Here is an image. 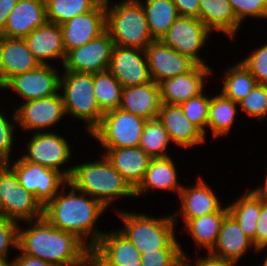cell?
<instances>
[{"mask_svg": "<svg viewBox=\"0 0 267 266\" xmlns=\"http://www.w3.org/2000/svg\"><path fill=\"white\" fill-rule=\"evenodd\" d=\"M157 119L166 129L172 144L193 148L205 144L204 134L184 115L180 105L162 103Z\"/></svg>", "mask_w": 267, "mask_h": 266, "instance_id": "44dd1931", "label": "cell"}, {"mask_svg": "<svg viewBox=\"0 0 267 266\" xmlns=\"http://www.w3.org/2000/svg\"><path fill=\"white\" fill-rule=\"evenodd\" d=\"M86 266H95L91 261Z\"/></svg>", "mask_w": 267, "mask_h": 266, "instance_id": "9f6ffc18", "label": "cell"}, {"mask_svg": "<svg viewBox=\"0 0 267 266\" xmlns=\"http://www.w3.org/2000/svg\"><path fill=\"white\" fill-rule=\"evenodd\" d=\"M40 65L24 38L0 36V88L11 77L35 70Z\"/></svg>", "mask_w": 267, "mask_h": 266, "instance_id": "7402d4cb", "label": "cell"}, {"mask_svg": "<svg viewBox=\"0 0 267 266\" xmlns=\"http://www.w3.org/2000/svg\"><path fill=\"white\" fill-rule=\"evenodd\" d=\"M178 173L172 157L152 158L143 181L135 189V198L159 190L176 193L179 196L183 184L179 183Z\"/></svg>", "mask_w": 267, "mask_h": 266, "instance_id": "484cf974", "label": "cell"}, {"mask_svg": "<svg viewBox=\"0 0 267 266\" xmlns=\"http://www.w3.org/2000/svg\"><path fill=\"white\" fill-rule=\"evenodd\" d=\"M228 203V213L236 220L241 230L253 241L256 248V228L261 212V198L251 189Z\"/></svg>", "mask_w": 267, "mask_h": 266, "instance_id": "4dcf8cb0", "label": "cell"}, {"mask_svg": "<svg viewBox=\"0 0 267 266\" xmlns=\"http://www.w3.org/2000/svg\"><path fill=\"white\" fill-rule=\"evenodd\" d=\"M183 258L181 249H160L141 254L143 266H176Z\"/></svg>", "mask_w": 267, "mask_h": 266, "instance_id": "ee69618b", "label": "cell"}, {"mask_svg": "<svg viewBox=\"0 0 267 266\" xmlns=\"http://www.w3.org/2000/svg\"><path fill=\"white\" fill-rule=\"evenodd\" d=\"M193 185H183L179 193L181 206L172 214L176 226L179 216H182L185 224L190 219L218 212L223 207L218 194L204 181L203 177L199 176Z\"/></svg>", "mask_w": 267, "mask_h": 266, "instance_id": "ffe728a7", "label": "cell"}, {"mask_svg": "<svg viewBox=\"0 0 267 266\" xmlns=\"http://www.w3.org/2000/svg\"><path fill=\"white\" fill-rule=\"evenodd\" d=\"M60 27L66 53L83 46L106 31L105 4H98L92 11L76 15Z\"/></svg>", "mask_w": 267, "mask_h": 266, "instance_id": "ac0fdd59", "label": "cell"}, {"mask_svg": "<svg viewBox=\"0 0 267 266\" xmlns=\"http://www.w3.org/2000/svg\"><path fill=\"white\" fill-rule=\"evenodd\" d=\"M93 73L61 71L60 93L66 115L86 124L87 134L100 123L103 112L94 95Z\"/></svg>", "mask_w": 267, "mask_h": 266, "instance_id": "8992f818", "label": "cell"}, {"mask_svg": "<svg viewBox=\"0 0 267 266\" xmlns=\"http://www.w3.org/2000/svg\"><path fill=\"white\" fill-rule=\"evenodd\" d=\"M30 135L32 136L25 146L26 153L23 152L21 156L28 162L57 170L69 180L74 165L69 166L73 150L68 139L54 131L30 133ZM65 165H68L66 169L63 168Z\"/></svg>", "mask_w": 267, "mask_h": 266, "instance_id": "9c48e42d", "label": "cell"}, {"mask_svg": "<svg viewBox=\"0 0 267 266\" xmlns=\"http://www.w3.org/2000/svg\"><path fill=\"white\" fill-rule=\"evenodd\" d=\"M253 249V241L241 230L236 220L228 213L222 221L218 238L210 254L239 263L242 257ZM255 251V252H254Z\"/></svg>", "mask_w": 267, "mask_h": 266, "instance_id": "4316f807", "label": "cell"}, {"mask_svg": "<svg viewBox=\"0 0 267 266\" xmlns=\"http://www.w3.org/2000/svg\"><path fill=\"white\" fill-rule=\"evenodd\" d=\"M14 257L11 259V266H54L36 257L22 254L20 251Z\"/></svg>", "mask_w": 267, "mask_h": 266, "instance_id": "c3c4849f", "label": "cell"}, {"mask_svg": "<svg viewBox=\"0 0 267 266\" xmlns=\"http://www.w3.org/2000/svg\"><path fill=\"white\" fill-rule=\"evenodd\" d=\"M162 105L159 84L149 83L123 87L119 109L145 120L155 119Z\"/></svg>", "mask_w": 267, "mask_h": 266, "instance_id": "d4e9b609", "label": "cell"}, {"mask_svg": "<svg viewBox=\"0 0 267 266\" xmlns=\"http://www.w3.org/2000/svg\"><path fill=\"white\" fill-rule=\"evenodd\" d=\"M117 1L113 3L109 0L105 4L106 30L114 45L145 50L154 39L143 6L138 0Z\"/></svg>", "mask_w": 267, "mask_h": 266, "instance_id": "5b68a950", "label": "cell"}, {"mask_svg": "<svg viewBox=\"0 0 267 266\" xmlns=\"http://www.w3.org/2000/svg\"><path fill=\"white\" fill-rule=\"evenodd\" d=\"M199 19L212 32L234 39L241 24L228 0H199Z\"/></svg>", "mask_w": 267, "mask_h": 266, "instance_id": "f1b7e54d", "label": "cell"}, {"mask_svg": "<svg viewBox=\"0 0 267 266\" xmlns=\"http://www.w3.org/2000/svg\"><path fill=\"white\" fill-rule=\"evenodd\" d=\"M140 260L139 250L117 229L105 232L91 250L95 266H131Z\"/></svg>", "mask_w": 267, "mask_h": 266, "instance_id": "2e32d148", "label": "cell"}, {"mask_svg": "<svg viewBox=\"0 0 267 266\" xmlns=\"http://www.w3.org/2000/svg\"><path fill=\"white\" fill-rule=\"evenodd\" d=\"M238 109V103L225 97L221 92L210 95L207 131H211L213 138L228 137L237 120Z\"/></svg>", "mask_w": 267, "mask_h": 266, "instance_id": "1f68e13d", "label": "cell"}, {"mask_svg": "<svg viewBox=\"0 0 267 266\" xmlns=\"http://www.w3.org/2000/svg\"><path fill=\"white\" fill-rule=\"evenodd\" d=\"M189 260L190 257H183L182 260L176 266H194Z\"/></svg>", "mask_w": 267, "mask_h": 266, "instance_id": "816d5d0a", "label": "cell"}, {"mask_svg": "<svg viewBox=\"0 0 267 266\" xmlns=\"http://www.w3.org/2000/svg\"><path fill=\"white\" fill-rule=\"evenodd\" d=\"M144 8L148 28L154 40H160L179 17L172 0H138Z\"/></svg>", "mask_w": 267, "mask_h": 266, "instance_id": "d6a6232c", "label": "cell"}, {"mask_svg": "<svg viewBox=\"0 0 267 266\" xmlns=\"http://www.w3.org/2000/svg\"><path fill=\"white\" fill-rule=\"evenodd\" d=\"M17 126L25 133L52 132L66 116L60 91L52 96L22 102L14 108ZM27 131V132H26Z\"/></svg>", "mask_w": 267, "mask_h": 266, "instance_id": "8fae6325", "label": "cell"}, {"mask_svg": "<svg viewBox=\"0 0 267 266\" xmlns=\"http://www.w3.org/2000/svg\"><path fill=\"white\" fill-rule=\"evenodd\" d=\"M108 71L122 87L149 83L151 77L145 50L114 45Z\"/></svg>", "mask_w": 267, "mask_h": 266, "instance_id": "9a60e30c", "label": "cell"}, {"mask_svg": "<svg viewBox=\"0 0 267 266\" xmlns=\"http://www.w3.org/2000/svg\"><path fill=\"white\" fill-rule=\"evenodd\" d=\"M264 261L261 266H267V254L265 255Z\"/></svg>", "mask_w": 267, "mask_h": 266, "instance_id": "11a10c76", "label": "cell"}, {"mask_svg": "<svg viewBox=\"0 0 267 266\" xmlns=\"http://www.w3.org/2000/svg\"><path fill=\"white\" fill-rule=\"evenodd\" d=\"M78 191L99 200L106 208L120 198H135V189L101 153L94 161L75 164L68 180Z\"/></svg>", "mask_w": 267, "mask_h": 266, "instance_id": "3957f363", "label": "cell"}, {"mask_svg": "<svg viewBox=\"0 0 267 266\" xmlns=\"http://www.w3.org/2000/svg\"><path fill=\"white\" fill-rule=\"evenodd\" d=\"M222 77L221 89L218 92L235 103L242 101L257 84L255 77L241 61L229 65Z\"/></svg>", "mask_w": 267, "mask_h": 266, "instance_id": "836d02e7", "label": "cell"}, {"mask_svg": "<svg viewBox=\"0 0 267 266\" xmlns=\"http://www.w3.org/2000/svg\"><path fill=\"white\" fill-rule=\"evenodd\" d=\"M145 119L119 108L105 112L100 123L89 133L102 149L137 147Z\"/></svg>", "mask_w": 267, "mask_h": 266, "instance_id": "52a82bcc", "label": "cell"}, {"mask_svg": "<svg viewBox=\"0 0 267 266\" xmlns=\"http://www.w3.org/2000/svg\"><path fill=\"white\" fill-rule=\"evenodd\" d=\"M190 262L194 266H237L236 264H238L232 260L213 256L209 252L206 255H202V257H196V259L190 260Z\"/></svg>", "mask_w": 267, "mask_h": 266, "instance_id": "7dc6e473", "label": "cell"}, {"mask_svg": "<svg viewBox=\"0 0 267 266\" xmlns=\"http://www.w3.org/2000/svg\"><path fill=\"white\" fill-rule=\"evenodd\" d=\"M241 111L246 112L255 121L261 122L267 118V85L256 84L247 96L238 103Z\"/></svg>", "mask_w": 267, "mask_h": 266, "instance_id": "f35d334b", "label": "cell"}, {"mask_svg": "<svg viewBox=\"0 0 267 266\" xmlns=\"http://www.w3.org/2000/svg\"><path fill=\"white\" fill-rule=\"evenodd\" d=\"M12 162L7 165L14 171L19 183L43 206L68 183V179L57 170L28 162L22 156Z\"/></svg>", "mask_w": 267, "mask_h": 266, "instance_id": "30bf717a", "label": "cell"}, {"mask_svg": "<svg viewBox=\"0 0 267 266\" xmlns=\"http://www.w3.org/2000/svg\"><path fill=\"white\" fill-rule=\"evenodd\" d=\"M179 16L199 19V0H172Z\"/></svg>", "mask_w": 267, "mask_h": 266, "instance_id": "bcb514c9", "label": "cell"}, {"mask_svg": "<svg viewBox=\"0 0 267 266\" xmlns=\"http://www.w3.org/2000/svg\"><path fill=\"white\" fill-rule=\"evenodd\" d=\"M0 266H11V260L0 257Z\"/></svg>", "mask_w": 267, "mask_h": 266, "instance_id": "f5cc1de1", "label": "cell"}, {"mask_svg": "<svg viewBox=\"0 0 267 266\" xmlns=\"http://www.w3.org/2000/svg\"><path fill=\"white\" fill-rule=\"evenodd\" d=\"M210 66L196 64L189 72L165 79L159 83L162 103L180 105L205 89V82L212 75Z\"/></svg>", "mask_w": 267, "mask_h": 266, "instance_id": "d6986e66", "label": "cell"}, {"mask_svg": "<svg viewBox=\"0 0 267 266\" xmlns=\"http://www.w3.org/2000/svg\"><path fill=\"white\" fill-rule=\"evenodd\" d=\"M98 4H106L109 0H95Z\"/></svg>", "mask_w": 267, "mask_h": 266, "instance_id": "db71d44e", "label": "cell"}, {"mask_svg": "<svg viewBox=\"0 0 267 266\" xmlns=\"http://www.w3.org/2000/svg\"><path fill=\"white\" fill-rule=\"evenodd\" d=\"M264 183L263 185H259L252 189V191L258 195L264 202H267V170H266V175H264Z\"/></svg>", "mask_w": 267, "mask_h": 266, "instance_id": "f907efd6", "label": "cell"}, {"mask_svg": "<svg viewBox=\"0 0 267 266\" xmlns=\"http://www.w3.org/2000/svg\"><path fill=\"white\" fill-rule=\"evenodd\" d=\"M0 214L19 223L43 217V205L7 164L0 165Z\"/></svg>", "mask_w": 267, "mask_h": 266, "instance_id": "ba28073f", "label": "cell"}, {"mask_svg": "<svg viewBox=\"0 0 267 266\" xmlns=\"http://www.w3.org/2000/svg\"><path fill=\"white\" fill-rule=\"evenodd\" d=\"M97 5L95 0H45L47 21L61 25L76 15L92 11Z\"/></svg>", "mask_w": 267, "mask_h": 266, "instance_id": "8d00e7d4", "label": "cell"}, {"mask_svg": "<svg viewBox=\"0 0 267 266\" xmlns=\"http://www.w3.org/2000/svg\"><path fill=\"white\" fill-rule=\"evenodd\" d=\"M169 145L171 141L162 123L157 118L146 120L139 147L152 159L171 156Z\"/></svg>", "mask_w": 267, "mask_h": 266, "instance_id": "d590c367", "label": "cell"}, {"mask_svg": "<svg viewBox=\"0 0 267 266\" xmlns=\"http://www.w3.org/2000/svg\"><path fill=\"white\" fill-rule=\"evenodd\" d=\"M117 208L115 211L123 226L117 230L122 233L141 254L160 249H181L187 257L183 246L176 236V224L172 214L158 217L146 213L129 212Z\"/></svg>", "mask_w": 267, "mask_h": 266, "instance_id": "277c9868", "label": "cell"}, {"mask_svg": "<svg viewBox=\"0 0 267 266\" xmlns=\"http://www.w3.org/2000/svg\"><path fill=\"white\" fill-rule=\"evenodd\" d=\"M106 209L99 200L78 191L68 182L43 206V217L57 229L75 235L92 250L106 232L97 229V221L106 214Z\"/></svg>", "mask_w": 267, "mask_h": 266, "instance_id": "6da1fadb", "label": "cell"}, {"mask_svg": "<svg viewBox=\"0 0 267 266\" xmlns=\"http://www.w3.org/2000/svg\"><path fill=\"white\" fill-rule=\"evenodd\" d=\"M47 22L45 0H18L0 36L24 38Z\"/></svg>", "mask_w": 267, "mask_h": 266, "instance_id": "603a6c76", "label": "cell"}, {"mask_svg": "<svg viewBox=\"0 0 267 266\" xmlns=\"http://www.w3.org/2000/svg\"><path fill=\"white\" fill-rule=\"evenodd\" d=\"M18 0H0V32L4 29L9 14L16 6Z\"/></svg>", "mask_w": 267, "mask_h": 266, "instance_id": "681fc988", "label": "cell"}, {"mask_svg": "<svg viewBox=\"0 0 267 266\" xmlns=\"http://www.w3.org/2000/svg\"><path fill=\"white\" fill-rule=\"evenodd\" d=\"M93 84L97 104L103 113L119 108L123 87L108 70L93 73Z\"/></svg>", "mask_w": 267, "mask_h": 266, "instance_id": "e575fe53", "label": "cell"}, {"mask_svg": "<svg viewBox=\"0 0 267 266\" xmlns=\"http://www.w3.org/2000/svg\"><path fill=\"white\" fill-rule=\"evenodd\" d=\"M114 42L106 30L97 38L92 39L81 47L71 49L61 69L77 73H98L109 68Z\"/></svg>", "mask_w": 267, "mask_h": 266, "instance_id": "4fadbf2b", "label": "cell"}, {"mask_svg": "<svg viewBox=\"0 0 267 266\" xmlns=\"http://www.w3.org/2000/svg\"><path fill=\"white\" fill-rule=\"evenodd\" d=\"M237 20L242 22L246 18L267 19V0H228Z\"/></svg>", "mask_w": 267, "mask_h": 266, "instance_id": "60d3db41", "label": "cell"}, {"mask_svg": "<svg viewBox=\"0 0 267 266\" xmlns=\"http://www.w3.org/2000/svg\"><path fill=\"white\" fill-rule=\"evenodd\" d=\"M11 115H13L10 116L13 121L8 116L6 117L5 112L0 110V165L10 163L11 157H13L11 153H13L12 148L15 145V128H17L15 110Z\"/></svg>", "mask_w": 267, "mask_h": 266, "instance_id": "ab89813d", "label": "cell"}, {"mask_svg": "<svg viewBox=\"0 0 267 266\" xmlns=\"http://www.w3.org/2000/svg\"><path fill=\"white\" fill-rule=\"evenodd\" d=\"M28 49L41 65H51L52 60L64 63L63 35L59 24L47 22L24 37Z\"/></svg>", "mask_w": 267, "mask_h": 266, "instance_id": "cb8c5ba5", "label": "cell"}, {"mask_svg": "<svg viewBox=\"0 0 267 266\" xmlns=\"http://www.w3.org/2000/svg\"><path fill=\"white\" fill-rule=\"evenodd\" d=\"M211 33L200 19L179 16L160 40L196 64L208 66L199 53Z\"/></svg>", "mask_w": 267, "mask_h": 266, "instance_id": "7c38bea8", "label": "cell"}, {"mask_svg": "<svg viewBox=\"0 0 267 266\" xmlns=\"http://www.w3.org/2000/svg\"><path fill=\"white\" fill-rule=\"evenodd\" d=\"M267 249V202L261 199V212L256 228V250L258 253H264Z\"/></svg>", "mask_w": 267, "mask_h": 266, "instance_id": "f6af8a7d", "label": "cell"}, {"mask_svg": "<svg viewBox=\"0 0 267 266\" xmlns=\"http://www.w3.org/2000/svg\"><path fill=\"white\" fill-rule=\"evenodd\" d=\"M228 214L227 205L218 212L196 217L188 220L183 226L184 231L191 236L199 250L202 248L208 252L216 244L222 221Z\"/></svg>", "mask_w": 267, "mask_h": 266, "instance_id": "f546056e", "label": "cell"}, {"mask_svg": "<svg viewBox=\"0 0 267 266\" xmlns=\"http://www.w3.org/2000/svg\"><path fill=\"white\" fill-rule=\"evenodd\" d=\"M131 266H143L141 262L137 263V265H131Z\"/></svg>", "mask_w": 267, "mask_h": 266, "instance_id": "6f0895ef", "label": "cell"}, {"mask_svg": "<svg viewBox=\"0 0 267 266\" xmlns=\"http://www.w3.org/2000/svg\"><path fill=\"white\" fill-rule=\"evenodd\" d=\"M145 53L151 80L159 84L165 79L189 72L196 63L188 56L165 45L161 40H153Z\"/></svg>", "mask_w": 267, "mask_h": 266, "instance_id": "e0dca14e", "label": "cell"}, {"mask_svg": "<svg viewBox=\"0 0 267 266\" xmlns=\"http://www.w3.org/2000/svg\"><path fill=\"white\" fill-rule=\"evenodd\" d=\"M202 92L180 104L185 117L192 122L207 138V122L209 118L210 95Z\"/></svg>", "mask_w": 267, "mask_h": 266, "instance_id": "74e56055", "label": "cell"}, {"mask_svg": "<svg viewBox=\"0 0 267 266\" xmlns=\"http://www.w3.org/2000/svg\"><path fill=\"white\" fill-rule=\"evenodd\" d=\"M103 150L112 166L136 189L145 177L151 158L139 146Z\"/></svg>", "mask_w": 267, "mask_h": 266, "instance_id": "83f0119b", "label": "cell"}, {"mask_svg": "<svg viewBox=\"0 0 267 266\" xmlns=\"http://www.w3.org/2000/svg\"><path fill=\"white\" fill-rule=\"evenodd\" d=\"M60 71L53 65H40L35 70L11 77L0 89L14 91L22 102L49 97L59 92Z\"/></svg>", "mask_w": 267, "mask_h": 266, "instance_id": "5bb4252c", "label": "cell"}, {"mask_svg": "<svg viewBox=\"0 0 267 266\" xmlns=\"http://www.w3.org/2000/svg\"><path fill=\"white\" fill-rule=\"evenodd\" d=\"M19 222L8 219L0 214V257L8 259L9 250H18Z\"/></svg>", "mask_w": 267, "mask_h": 266, "instance_id": "7bdbcfd3", "label": "cell"}, {"mask_svg": "<svg viewBox=\"0 0 267 266\" xmlns=\"http://www.w3.org/2000/svg\"><path fill=\"white\" fill-rule=\"evenodd\" d=\"M255 77L258 84L267 85V43L252 50L244 59H240Z\"/></svg>", "mask_w": 267, "mask_h": 266, "instance_id": "b9f144b4", "label": "cell"}, {"mask_svg": "<svg viewBox=\"0 0 267 266\" xmlns=\"http://www.w3.org/2000/svg\"><path fill=\"white\" fill-rule=\"evenodd\" d=\"M18 228V251L54 266H86L91 250L75 235L59 230L44 217Z\"/></svg>", "mask_w": 267, "mask_h": 266, "instance_id": "7a4b0ae2", "label": "cell"}]
</instances>
